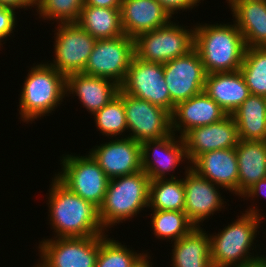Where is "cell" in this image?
<instances>
[{
  "label": "cell",
  "instance_id": "cell-1",
  "mask_svg": "<svg viewBox=\"0 0 266 267\" xmlns=\"http://www.w3.org/2000/svg\"><path fill=\"white\" fill-rule=\"evenodd\" d=\"M52 184L48 205L56 238L92 237L105 233L97 206L75 194L57 177Z\"/></svg>",
  "mask_w": 266,
  "mask_h": 267
},
{
  "label": "cell",
  "instance_id": "cell-2",
  "mask_svg": "<svg viewBox=\"0 0 266 267\" xmlns=\"http://www.w3.org/2000/svg\"><path fill=\"white\" fill-rule=\"evenodd\" d=\"M194 48L207 74L238 71L246 50L243 35L235 23L195 26Z\"/></svg>",
  "mask_w": 266,
  "mask_h": 267
},
{
  "label": "cell",
  "instance_id": "cell-3",
  "mask_svg": "<svg viewBox=\"0 0 266 267\" xmlns=\"http://www.w3.org/2000/svg\"><path fill=\"white\" fill-rule=\"evenodd\" d=\"M255 208L245 211V214L225 226L219 234L209 236L213 267H248L257 263L258 255H250L249 250L254 244L263 216Z\"/></svg>",
  "mask_w": 266,
  "mask_h": 267
},
{
  "label": "cell",
  "instance_id": "cell-4",
  "mask_svg": "<svg viewBox=\"0 0 266 267\" xmlns=\"http://www.w3.org/2000/svg\"><path fill=\"white\" fill-rule=\"evenodd\" d=\"M150 181L143 170L109 180L104 201L99 207L104 230L129 220L148 207Z\"/></svg>",
  "mask_w": 266,
  "mask_h": 267
},
{
  "label": "cell",
  "instance_id": "cell-5",
  "mask_svg": "<svg viewBox=\"0 0 266 267\" xmlns=\"http://www.w3.org/2000/svg\"><path fill=\"white\" fill-rule=\"evenodd\" d=\"M29 72L19 100V113L27 123L51 113L66 94V76L52 65L41 63Z\"/></svg>",
  "mask_w": 266,
  "mask_h": 267
},
{
  "label": "cell",
  "instance_id": "cell-6",
  "mask_svg": "<svg viewBox=\"0 0 266 267\" xmlns=\"http://www.w3.org/2000/svg\"><path fill=\"white\" fill-rule=\"evenodd\" d=\"M170 21L156 30L141 33L134 39L135 56L147 62L166 63L194 48V29Z\"/></svg>",
  "mask_w": 266,
  "mask_h": 267
},
{
  "label": "cell",
  "instance_id": "cell-7",
  "mask_svg": "<svg viewBox=\"0 0 266 267\" xmlns=\"http://www.w3.org/2000/svg\"><path fill=\"white\" fill-rule=\"evenodd\" d=\"M62 158V171L56 177L75 194L99 208L104 201L110 179L98 162L91 154L66 155Z\"/></svg>",
  "mask_w": 266,
  "mask_h": 267
},
{
  "label": "cell",
  "instance_id": "cell-8",
  "mask_svg": "<svg viewBox=\"0 0 266 267\" xmlns=\"http://www.w3.org/2000/svg\"><path fill=\"white\" fill-rule=\"evenodd\" d=\"M134 56V38L122 35L97 39L83 74L107 78L121 85Z\"/></svg>",
  "mask_w": 266,
  "mask_h": 267
},
{
  "label": "cell",
  "instance_id": "cell-9",
  "mask_svg": "<svg viewBox=\"0 0 266 267\" xmlns=\"http://www.w3.org/2000/svg\"><path fill=\"white\" fill-rule=\"evenodd\" d=\"M120 90L172 114V100L162 63L147 62L134 56Z\"/></svg>",
  "mask_w": 266,
  "mask_h": 267
},
{
  "label": "cell",
  "instance_id": "cell-10",
  "mask_svg": "<svg viewBox=\"0 0 266 267\" xmlns=\"http://www.w3.org/2000/svg\"><path fill=\"white\" fill-rule=\"evenodd\" d=\"M118 94L123 99L128 137L142 143L147 140H157L172 133L171 114L148 101L131 96L121 90Z\"/></svg>",
  "mask_w": 266,
  "mask_h": 267
},
{
  "label": "cell",
  "instance_id": "cell-11",
  "mask_svg": "<svg viewBox=\"0 0 266 267\" xmlns=\"http://www.w3.org/2000/svg\"><path fill=\"white\" fill-rule=\"evenodd\" d=\"M56 31L55 59L50 65L65 76L83 73L96 39L77 23H59Z\"/></svg>",
  "mask_w": 266,
  "mask_h": 267
},
{
  "label": "cell",
  "instance_id": "cell-12",
  "mask_svg": "<svg viewBox=\"0 0 266 267\" xmlns=\"http://www.w3.org/2000/svg\"><path fill=\"white\" fill-rule=\"evenodd\" d=\"M163 66L165 83L172 100V112L178 103L203 92L207 73L195 48L167 61Z\"/></svg>",
  "mask_w": 266,
  "mask_h": 267
},
{
  "label": "cell",
  "instance_id": "cell-13",
  "mask_svg": "<svg viewBox=\"0 0 266 267\" xmlns=\"http://www.w3.org/2000/svg\"><path fill=\"white\" fill-rule=\"evenodd\" d=\"M38 248L41 259L49 267H95L99 252V235L45 239L40 242Z\"/></svg>",
  "mask_w": 266,
  "mask_h": 267
},
{
  "label": "cell",
  "instance_id": "cell-14",
  "mask_svg": "<svg viewBox=\"0 0 266 267\" xmlns=\"http://www.w3.org/2000/svg\"><path fill=\"white\" fill-rule=\"evenodd\" d=\"M109 179L142 170L141 143L130 137L111 140L89 152Z\"/></svg>",
  "mask_w": 266,
  "mask_h": 267
},
{
  "label": "cell",
  "instance_id": "cell-15",
  "mask_svg": "<svg viewBox=\"0 0 266 267\" xmlns=\"http://www.w3.org/2000/svg\"><path fill=\"white\" fill-rule=\"evenodd\" d=\"M182 138L187 160L190 163L201 154L213 150L235 148L239 142L237 125L231 115L217 123L193 128Z\"/></svg>",
  "mask_w": 266,
  "mask_h": 267
},
{
  "label": "cell",
  "instance_id": "cell-16",
  "mask_svg": "<svg viewBox=\"0 0 266 267\" xmlns=\"http://www.w3.org/2000/svg\"><path fill=\"white\" fill-rule=\"evenodd\" d=\"M186 170L187 174L185 173V179L183 178L184 212L195 227H200V222L208 219V216L213 215L215 211L222 209L224 201L218 191L219 186L200 176L191 167H187Z\"/></svg>",
  "mask_w": 266,
  "mask_h": 267
},
{
  "label": "cell",
  "instance_id": "cell-17",
  "mask_svg": "<svg viewBox=\"0 0 266 267\" xmlns=\"http://www.w3.org/2000/svg\"><path fill=\"white\" fill-rule=\"evenodd\" d=\"M175 134L172 132L167 137L141 143L142 170L151 181L165 179L169 171H174L176 166L187 158L183 138L179 136L176 140ZM150 154L154 159L150 157Z\"/></svg>",
  "mask_w": 266,
  "mask_h": 267
},
{
  "label": "cell",
  "instance_id": "cell-18",
  "mask_svg": "<svg viewBox=\"0 0 266 267\" xmlns=\"http://www.w3.org/2000/svg\"><path fill=\"white\" fill-rule=\"evenodd\" d=\"M226 116V111L203 91L175 106L171 114V130L173 133L180 131L182 137L193 128L217 123Z\"/></svg>",
  "mask_w": 266,
  "mask_h": 267
},
{
  "label": "cell",
  "instance_id": "cell-19",
  "mask_svg": "<svg viewBox=\"0 0 266 267\" xmlns=\"http://www.w3.org/2000/svg\"><path fill=\"white\" fill-rule=\"evenodd\" d=\"M190 166L213 184L239 195L238 160L235 148L213 150L199 155Z\"/></svg>",
  "mask_w": 266,
  "mask_h": 267
},
{
  "label": "cell",
  "instance_id": "cell-20",
  "mask_svg": "<svg viewBox=\"0 0 266 267\" xmlns=\"http://www.w3.org/2000/svg\"><path fill=\"white\" fill-rule=\"evenodd\" d=\"M120 10L123 32L134 39L167 25L172 18L156 0H122Z\"/></svg>",
  "mask_w": 266,
  "mask_h": 267
},
{
  "label": "cell",
  "instance_id": "cell-21",
  "mask_svg": "<svg viewBox=\"0 0 266 267\" xmlns=\"http://www.w3.org/2000/svg\"><path fill=\"white\" fill-rule=\"evenodd\" d=\"M119 90L120 85L107 78L89 76L83 73L66 76V94L75 93L92 115L115 98Z\"/></svg>",
  "mask_w": 266,
  "mask_h": 267
},
{
  "label": "cell",
  "instance_id": "cell-22",
  "mask_svg": "<svg viewBox=\"0 0 266 267\" xmlns=\"http://www.w3.org/2000/svg\"><path fill=\"white\" fill-rule=\"evenodd\" d=\"M245 46L266 47V0H227Z\"/></svg>",
  "mask_w": 266,
  "mask_h": 267
},
{
  "label": "cell",
  "instance_id": "cell-23",
  "mask_svg": "<svg viewBox=\"0 0 266 267\" xmlns=\"http://www.w3.org/2000/svg\"><path fill=\"white\" fill-rule=\"evenodd\" d=\"M203 91L228 115L251 95L240 70L207 74Z\"/></svg>",
  "mask_w": 266,
  "mask_h": 267
},
{
  "label": "cell",
  "instance_id": "cell-24",
  "mask_svg": "<svg viewBox=\"0 0 266 267\" xmlns=\"http://www.w3.org/2000/svg\"><path fill=\"white\" fill-rule=\"evenodd\" d=\"M238 160L239 195L266 177V141L239 140L235 147Z\"/></svg>",
  "mask_w": 266,
  "mask_h": 267
},
{
  "label": "cell",
  "instance_id": "cell-25",
  "mask_svg": "<svg viewBox=\"0 0 266 267\" xmlns=\"http://www.w3.org/2000/svg\"><path fill=\"white\" fill-rule=\"evenodd\" d=\"M239 140L266 141V97L251 94L231 114Z\"/></svg>",
  "mask_w": 266,
  "mask_h": 267
},
{
  "label": "cell",
  "instance_id": "cell-26",
  "mask_svg": "<svg viewBox=\"0 0 266 267\" xmlns=\"http://www.w3.org/2000/svg\"><path fill=\"white\" fill-rule=\"evenodd\" d=\"M172 246L173 267H213L210 258V239L201 227H195Z\"/></svg>",
  "mask_w": 266,
  "mask_h": 267
},
{
  "label": "cell",
  "instance_id": "cell-27",
  "mask_svg": "<svg viewBox=\"0 0 266 267\" xmlns=\"http://www.w3.org/2000/svg\"><path fill=\"white\" fill-rule=\"evenodd\" d=\"M76 23L96 40L125 35L122 29L120 9L84 5Z\"/></svg>",
  "mask_w": 266,
  "mask_h": 267
},
{
  "label": "cell",
  "instance_id": "cell-28",
  "mask_svg": "<svg viewBox=\"0 0 266 267\" xmlns=\"http://www.w3.org/2000/svg\"><path fill=\"white\" fill-rule=\"evenodd\" d=\"M163 211H182L185 208L183 179L171 178L150 181L148 208Z\"/></svg>",
  "mask_w": 266,
  "mask_h": 267
},
{
  "label": "cell",
  "instance_id": "cell-29",
  "mask_svg": "<svg viewBox=\"0 0 266 267\" xmlns=\"http://www.w3.org/2000/svg\"><path fill=\"white\" fill-rule=\"evenodd\" d=\"M250 93L266 97V47H248L240 67Z\"/></svg>",
  "mask_w": 266,
  "mask_h": 267
},
{
  "label": "cell",
  "instance_id": "cell-30",
  "mask_svg": "<svg viewBox=\"0 0 266 267\" xmlns=\"http://www.w3.org/2000/svg\"><path fill=\"white\" fill-rule=\"evenodd\" d=\"M152 216V228L155 236L159 239H172L177 241L181 237L189 234L195 225L188 219L182 211L155 210Z\"/></svg>",
  "mask_w": 266,
  "mask_h": 267
},
{
  "label": "cell",
  "instance_id": "cell-31",
  "mask_svg": "<svg viewBox=\"0 0 266 267\" xmlns=\"http://www.w3.org/2000/svg\"><path fill=\"white\" fill-rule=\"evenodd\" d=\"M106 236L105 234L99 235V252L95 267H132L143 254H137L127 249V246Z\"/></svg>",
  "mask_w": 266,
  "mask_h": 267
},
{
  "label": "cell",
  "instance_id": "cell-32",
  "mask_svg": "<svg viewBox=\"0 0 266 267\" xmlns=\"http://www.w3.org/2000/svg\"><path fill=\"white\" fill-rule=\"evenodd\" d=\"M93 116L103 135L113 137L128 130L123 99L119 94Z\"/></svg>",
  "mask_w": 266,
  "mask_h": 267
},
{
  "label": "cell",
  "instance_id": "cell-33",
  "mask_svg": "<svg viewBox=\"0 0 266 267\" xmlns=\"http://www.w3.org/2000/svg\"><path fill=\"white\" fill-rule=\"evenodd\" d=\"M85 0H37L36 9L41 17L59 23H76Z\"/></svg>",
  "mask_w": 266,
  "mask_h": 267
},
{
  "label": "cell",
  "instance_id": "cell-34",
  "mask_svg": "<svg viewBox=\"0 0 266 267\" xmlns=\"http://www.w3.org/2000/svg\"><path fill=\"white\" fill-rule=\"evenodd\" d=\"M14 8L0 5V45L1 41L13 32L16 27V14Z\"/></svg>",
  "mask_w": 266,
  "mask_h": 267
},
{
  "label": "cell",
  "instance_id": "cell-35",
  "mask_svg": "<svg viewBox=\"0 0 266 267\" xmlns=\"http://www.w3.org/2000/svg\"><path fill=\"white\" fill-rule=\"evenodd\" d=\"M172 17L178 10L193 8L200 0H156Z\"/></svg>",
  "mask_w": 266,
  "mask_h": 267
},
{
  "label": "cell",
  "instance_id": "cell-36",
  "mask_svg": "<svg viewBox=\"0 0 266 267\" xmlns=\"http://www.w3.org/2000/svg\"><path fill=\"white\" fill-rule=\"evenodd\" d=\"M264 195L266 197V177L256 182L251 188H249L242 196L243 197H251L252 200L259 194Z\"/></svg>",
  "mask_w": 266,
  "mask_h": 267
},
{
  "label": "cell",
  "instance_id": "cell-37",
  "mask_svg": "<svg viewBox=\"0 0 266 267\" xmlns=\"http://www.w3.org/2000/svg\"><path fill=\"white\" fill-rule=\"evenodd\" d=\"M0 5L5 6V7H11L14 9L18 8H26L30 6L34 7L37 5V0H0Z\"/></svg>",
  "mask_w": 266,
  "mask_h": 267
},
{
  "label": "cell",
  "instance_id": "cell-38",
  "mask_svg": "<svg viewBox=\"0 0 266 267\" xmlns=\"http://www.w3.org/2000/svg\"><path fill=\"white\" fill-rule=\"evenodd\" d=\"M122 0H85L84 5L121 9Z\"/></svg>",
  "mask_w": 266,
  "mask_h": 267
},
{
  "label": "cell",
  "instance_id": "cell-39",
  "mask_svg": "<svg viewBox=\"0 0 266 267\" xmlns=\"http://www.w3.org/2000/svg\"><path fill=\"white\" fill-rule=\"evenodd\" d=\"M148 258V259H147ZM150 258L146 254H142L132 265V267H152V264L150 265ZM149 260V261H148Z\"/></svg>",
  "mask_w": 266,
  "mask_h": 267
},
{
  "label": "cell",
  "instance_id": "cell-40",
  "mask_svg": "<svg viewBox=\"0 0 266 267\" xmlns=\"http://www.w3.org/2000/svg\"><path fill=\"white\" fill-rule=\"evenodd\" d=\"M263 256V257H262ZM257 263L261 265L262 267H266V257L264 255L258 256Z\"/></svg>",
  "mask_w": 266,
  "mask_h": 267
},
{
  "label": "cell",
  "instance_id": "cell-41",
  "mask_svg": "<svg viewBox=\"0 0 266 267\" xmlns=\"http://www.w3.org/2000/svg\"><path fill=\"white\" fill-rule=\"evenodd\" d=\"M34 267H49V266L41 259V263H38Z\"/></svg>",
  "mask_w": 266,
  "mask_h": 267
},
{
  "label": "cell",
  "instance_id": "cell-42",
  "mask_svg": "<svg viewBox=\"0 0 266 267\" xmlns=\"http://www.w3.org/2000/svg\"><path fill=\"white\" fill-rule=\"evenodd\" d=\"M248 267H262L261 265H259L258 263L254 264V265H251V266H248Z\"/></svg>",
  "mask_w": 266,
  "mask_h": 267
}]
</instances>
